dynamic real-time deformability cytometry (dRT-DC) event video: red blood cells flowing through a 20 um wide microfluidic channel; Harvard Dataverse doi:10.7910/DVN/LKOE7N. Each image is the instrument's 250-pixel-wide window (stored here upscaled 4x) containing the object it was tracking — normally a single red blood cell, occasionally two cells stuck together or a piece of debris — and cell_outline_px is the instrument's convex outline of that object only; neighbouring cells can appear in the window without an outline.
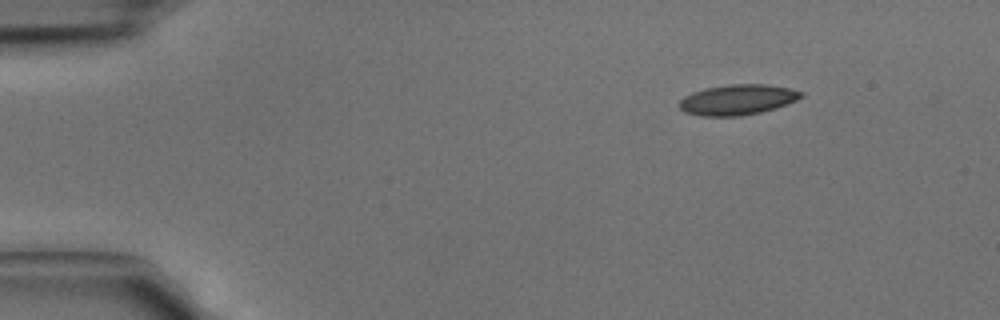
{"species": "common noctule bat (a hibernating species)", "species_latin": "Nyctalus noctula", "temperature_condition": "cold", "stored_images_in_passage": 3, "camera_frame_rate_fps": 3000, "um_per_image_px": 0.085, "animal": {"sex": "male", "body_mass_g": 15.6}, "frame": {"image": 1, "passage_image": 1, "time_ms": 0.0, "image_size_px": [1000, 320], "cell_outline_px": [[804, 96], [796, 100], [776, 108], [760, 112], [740, 116], [700, 116], [684, 112], [680, 108], [680, 100], [684, 96], [692, 92], [704, 88], [728, 84], [764, 84], [792, 88], [804, 92]], "centroid_in_image_um": [62.7, 8.47], "position_along_channel_um": 22.3, "area_um2": 21.73}}
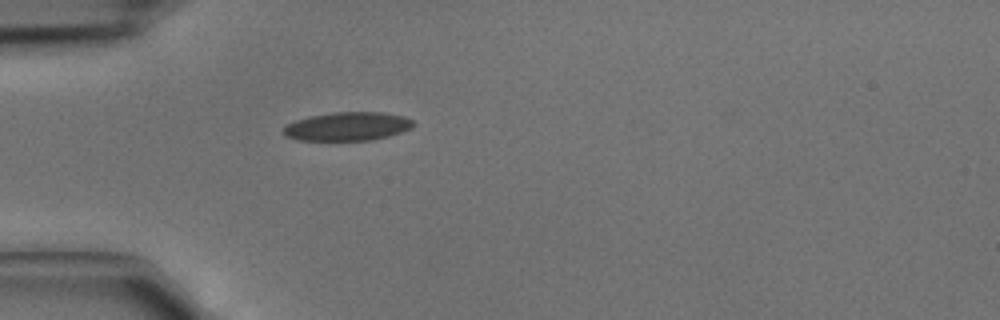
{"frame": {"image": 2, "passage_image": 3, "time_ms": 0.667, "image_size_px": [1000, 320], "cell_outline_px": [[416, 124], [412, 128], [388, 136], [372, 140], [300, 140], [288, 136], [284, 132], [284, 128], [288, 124], [296, 120], [308, 116], [332, 112], [384, 112], [404, 116], [412, 120]], "centroid_in_image_um": [29.59, 10.73], "position_along_channel_um": 55.4, "area_um2": 21.56}}